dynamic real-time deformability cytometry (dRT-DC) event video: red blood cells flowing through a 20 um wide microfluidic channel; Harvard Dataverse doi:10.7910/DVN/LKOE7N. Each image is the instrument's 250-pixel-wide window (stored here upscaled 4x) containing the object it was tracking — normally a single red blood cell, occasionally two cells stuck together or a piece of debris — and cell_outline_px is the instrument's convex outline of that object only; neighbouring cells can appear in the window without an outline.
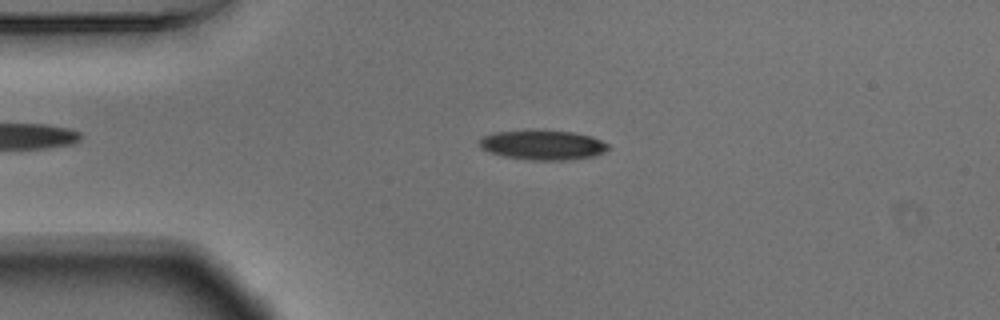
{"species": "Egyptian fruit bat (a non-hibernating species)", "species_latin": "Rousettus aegyptiacus", "temperature_condition": "warm", "stored_images_in_passage": 53, "camera_frame_rate_fps": 3000, "um_per_image_px": 0.085, "animal": {"sex": "male"}, "frame": {"image": 1, "passage_image": 11, "time_ms": 3.333, "image_size_px": [1000, 320], "cell_outline_px": [[608, 148], [604, 152], [596, 156], [564, 160], [532, 160], [504, 156], [488, 152], [480, 148], [476, 140], [492, 132], [576, 132], [592, 136], [608, 144]], "centroid_in_image_um": [46.11, 12.35], "position_along_channel_um": 38.9, "area_um2": 21.85}}
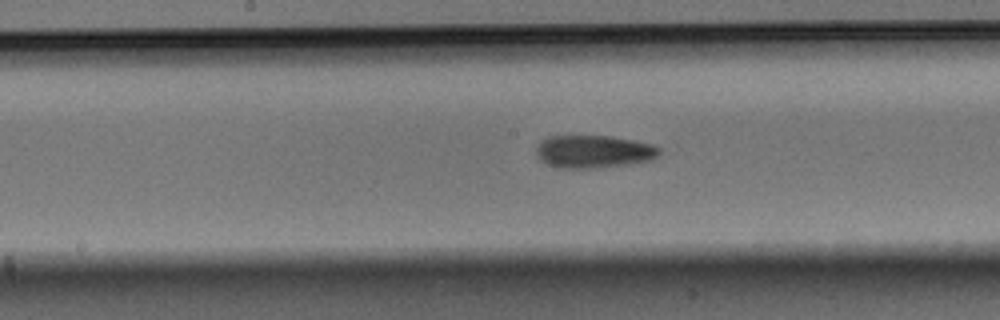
{"frame": {"image": 2, "passage_image": 26, "time_ms": 8.333, "image_size_px": [1000, 320], "cell_outline_px": [[660, 156], [652, 160], [628, 164], [592, 168], [560, 168], [548, 164], [540, 160], [536, 152], [536, 148], [540, 140], [548, 136], [612, 136], [636, 140], [652, 144], [660, 148]], "centroid_in_image_um": [50.48, 12.87], "position_along_channel_um": 197.7, "area_um2": 23.7}}
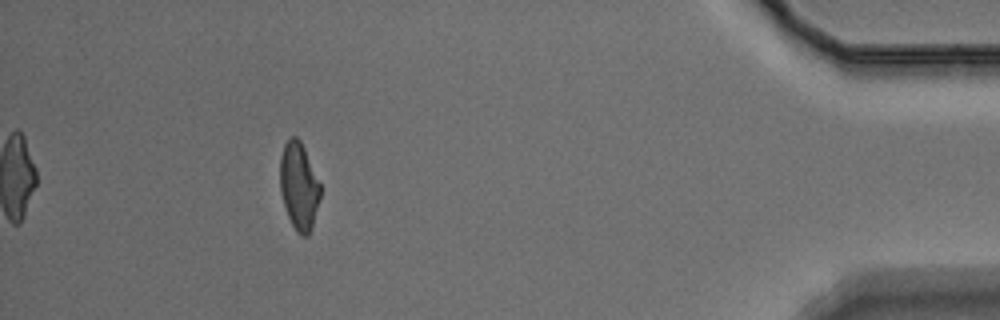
{"frame": {"image": 3, "passage_image": 48, "time_ms": 15.667, "image_size_px": [1000, 320], "cell_outline_px": [[320, 196], [312, 228], [308, 236], [300, 236], [296, 232], [288, 216], [280, 192], [280, 156], [284, 144], [292, 136], [296, 136], [300, 140], [304, 148], [320, 184]], "centroid_in_image_um": [25.4, 15.84], "position_along_channel_um": 409.8, "area_um2": 20.4}, "authors_computed_cell_mechanics": {"area_um2": 22.1374, "velocity_mm_per_s": 3.6927, "shape_relaxation_time_tau1_ms": 4.3823, "shape_relaxation_time_tau2_ms": 4.3703, "deformation_change_tau1": 0.1501, "deformation_change_tau2": 0.1358}}